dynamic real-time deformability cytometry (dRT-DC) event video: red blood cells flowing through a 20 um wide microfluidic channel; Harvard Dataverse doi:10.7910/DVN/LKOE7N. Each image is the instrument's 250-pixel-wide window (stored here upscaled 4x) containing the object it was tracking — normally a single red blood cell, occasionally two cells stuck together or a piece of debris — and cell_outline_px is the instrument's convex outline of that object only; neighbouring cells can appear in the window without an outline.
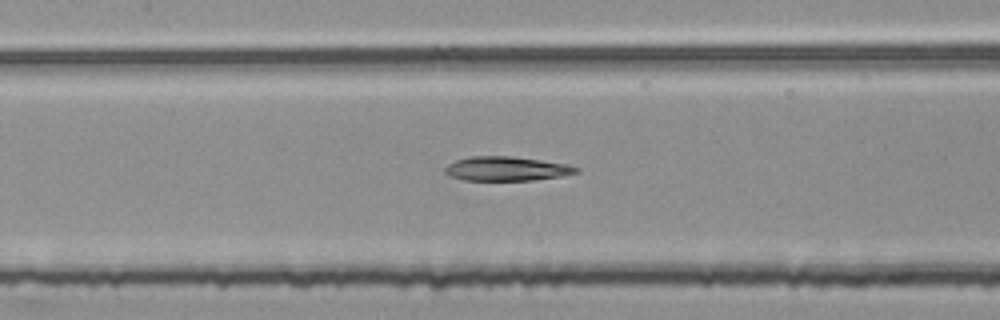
{"species": "common noctule bat (a hibernating species)", "species_latin": "Nyctalus noctula", "temperature_condition": "room temperature", "stored_images_in_passage": 54, "segment_of_instrument_passage": [2, 2], "camera_frame_rate_fps": 3000, "um_per_image_px": 0.085, "animal": {"sex": "female", "body_mass_g": 25.1}, "frame": {"image": 1, "passage_image": 25, "time_ms": 8.0, "image_size_px": [1000, 320], "cell_outline_px": [[580, 172], [560, 176], [532, 180], [464, 180], [452, 176], [444, 172], [444, 168], [448, 164], [456, 160], [472, 156], [512, 156], [568, 164], [580, 168]], "centroid_in_image_um": [43.07, 14.33], "position_along_channel_um": 164.3, "area_um2": 18.44}}
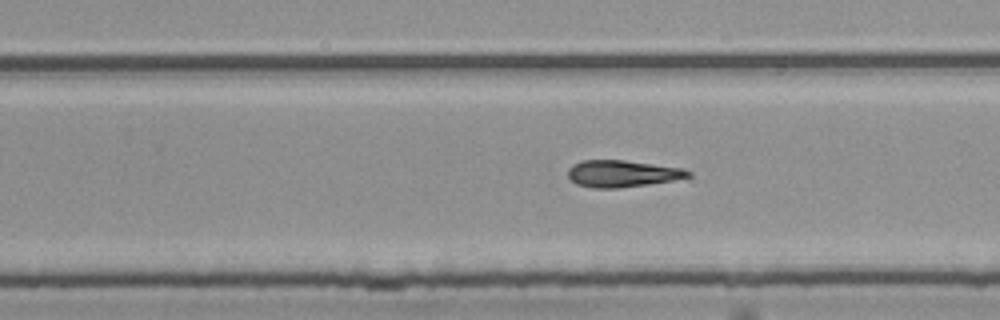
{"frame": {"image": 2, "passage_image": 34, "time_ms": 11.0, "image_size_px": [1000, 320], "cell_outline_px": [[692, 176], [672, 180], [648, 184], [616, 188], [592, 188], [576, 184], [568, 176], [568, 168], [572, 164], [580, 160], [624, 160], [684, 168], [692, 172]], "centroid_in_image_um": [52.88, 14.75], "position_along_channel_um": 276.9, "area_um2": 18.84}}
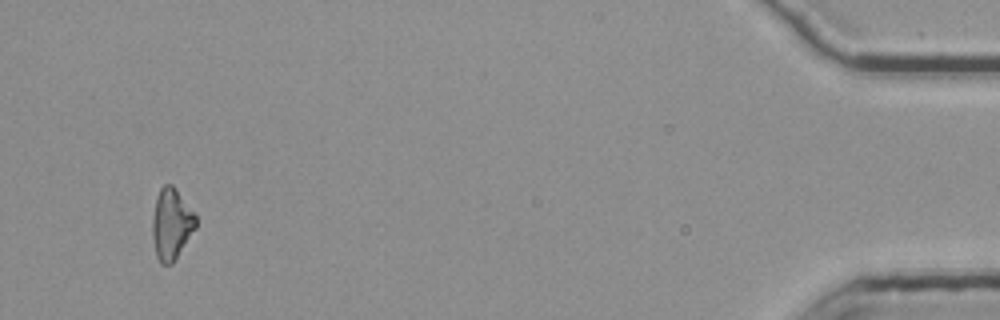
{"frame": {"image": 3, "passage_image": 52, "time_ms": 17.0, "image_size_px": [1000, 320], "cell_outline_px": [[196, 228], [172, 264], [160, 264], [156, 256], [152, 236], [152, 216], [156, 196], [160, 188], [164, 184], [172, 184], [176, 188], [196, 212]], "centroid_in_image_um": [14.57, 19.01], "position_along_channel_um": 420.6, "area_um2": 18.38}}